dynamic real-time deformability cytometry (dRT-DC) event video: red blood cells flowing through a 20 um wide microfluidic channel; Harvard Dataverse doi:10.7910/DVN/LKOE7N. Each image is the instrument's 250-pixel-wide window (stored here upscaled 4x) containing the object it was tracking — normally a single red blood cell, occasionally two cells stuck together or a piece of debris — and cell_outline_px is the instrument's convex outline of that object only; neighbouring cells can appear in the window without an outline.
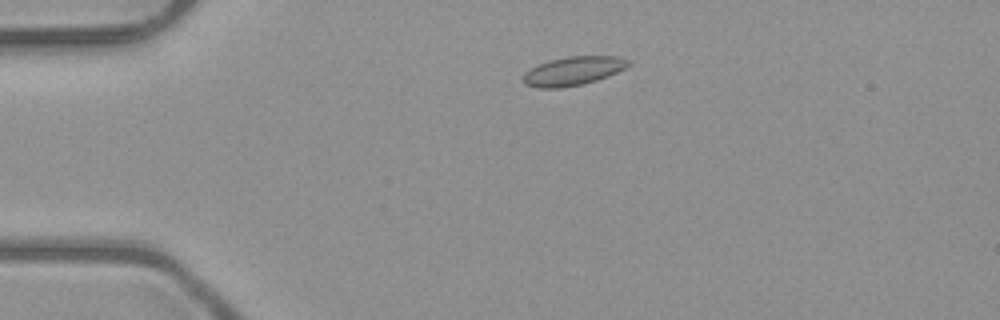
{"species": "common noctule bat (a hibernating species)", "species_latin": "Nyctalus noctula", "temperature_condition": "room temperature", "stored_images_in_passage": 41, "camera_frame_rate_fps": 3000, "um_per_image_px": 0.085, "animal": {"sex": "male", "body_mass_g": 23.1, "forearm_length_mm": 52.7}, "frame": {"image": 1, "passage_image": 1, "time_ms": 0.0, "image_size_px": [1000, 320], "cell_outline_px": [[632, 64], [608, 76], [584, 84], [560, 88], [536, 88], [524, 84], [520, 80], [524, 72], [540, 64], [552, 60], [568, 56], [620, 56], [632, 60]], "centroid_in_image_um": [48.72, 6.04], "position_along_channel_um": 36.3, "area_um2": 17.8}}
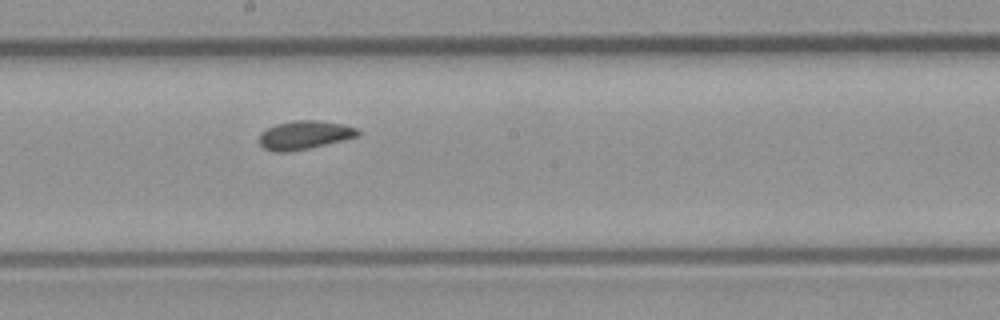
{"frame": {"image": 2, "passage_image": 18, "time_ms": 5.667, "image_size_px": [1000, 320], "cell_outline_px": [[360, 136], [344, 140], [292, 152], [272, 152], [264, 148], [260, 144], [260, 132], [276, 124], [296, 120], [316, 120], [344, 124], [356, 128], [360, 132]], "centroid_in_image_um": [25.89, 11.48], "position_along_channel_um": 222.3, "area_um2": 16.53}}
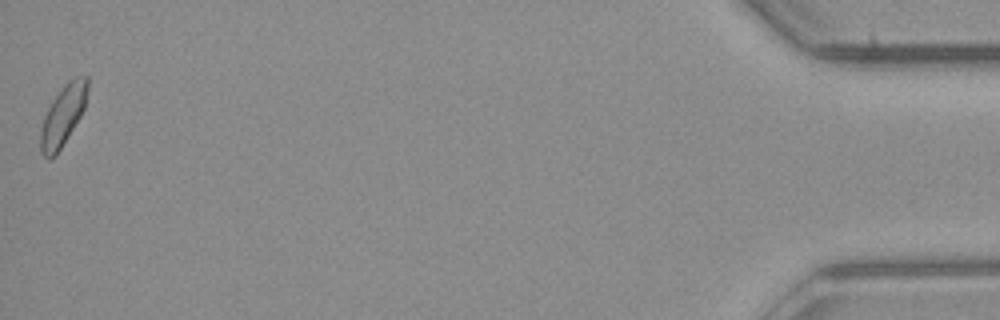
{"frame": {"image": 3, "passage_image": 41, "time_ms": 13.333, "image_size_px": [1000, 320], "cell_outline_px": [[88, 88], [84, 108], [80, 116], [56, 156], [48, 160], [40, 152], [40, 128], [44, 116], [52, 100], [64, 84], [68, 80], [76, 76], [88, 76]], "centroid_in_image_um": [5.33, 9.82], "position_along_channel_um": 429.9, "area_um2": 16.59}, "authors_computed_cell_mechanics": {"area_um2": 16.3574, "velocity_mm_per_s": 4.017, "shape_relaxation_time_tau1_ms": null, "shape_relaxation_time_tau2_ms": 1.5845, "deformation_change_tau1": null, "deformation_change_tau2": 0.0729}}